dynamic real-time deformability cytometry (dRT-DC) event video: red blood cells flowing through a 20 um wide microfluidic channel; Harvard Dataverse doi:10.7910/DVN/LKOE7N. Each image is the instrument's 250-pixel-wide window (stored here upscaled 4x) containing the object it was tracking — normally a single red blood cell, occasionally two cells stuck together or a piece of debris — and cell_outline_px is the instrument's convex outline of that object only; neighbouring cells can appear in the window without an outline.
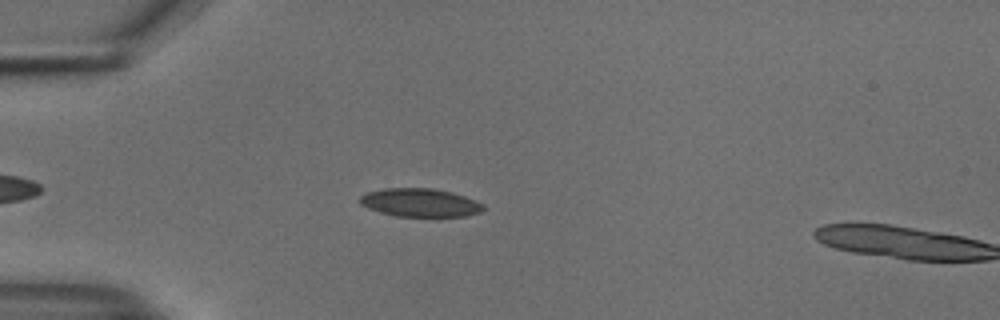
{"species": "common noctule bat (a hibernating species)", "species_latin": "Nyctalus noctula", "temperature_condition": "cold", "stored_images_in_passage": 12, "camera_frame_rate_fps": 3000, "um_per_image_px": 0.085, "animal": {"sex": "male", "body_mass_g": 18.8}, "frame": {"image": 1, "passage_image": 10, "time_ms": 3.0, "image_size_px": [1000, 320], "cell_outline_px": [[484, 208], [480, 212], [468, 216], [396, 216], [380, 212], [368, 208], [360, 204], [360, 196], [368, 192], [384, 188], [432, 188], [452, 192], [464, 196], [484, 204]], "centroid_in_image_um": [35.71, 17.22], "position_along_channel_um": 49.3, "area_um2": 20.29}}